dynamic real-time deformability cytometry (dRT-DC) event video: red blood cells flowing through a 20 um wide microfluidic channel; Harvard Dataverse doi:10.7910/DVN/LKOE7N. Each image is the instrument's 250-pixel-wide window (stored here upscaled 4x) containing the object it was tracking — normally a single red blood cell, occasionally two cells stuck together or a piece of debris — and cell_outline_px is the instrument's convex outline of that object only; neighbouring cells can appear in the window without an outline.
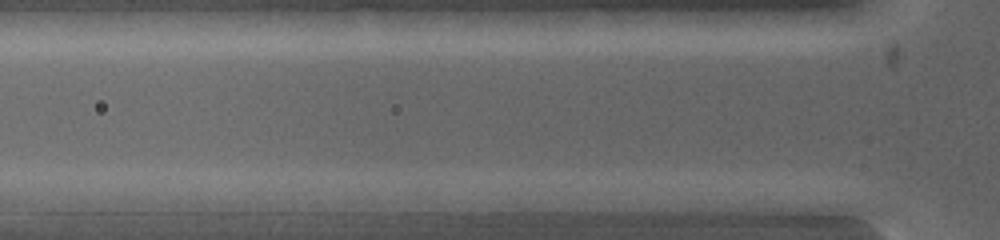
{"species": "common noctule bat (a hibernating species)", "species_latin": "Nyctalus noctula", "temperature_condition": "warm", "stored_images_in_passage": 3, "camera_frame_rate_fps": 5000, "um_per_image_px": 0.085, "animal": {"sex": "female", "body_mass_g": 19.0, "forearm_length_mm": 53.3}, "frame": {"image": 1, "passage_image": 3, "time_ms": 0.6, "image_size_px": [1000, 240], "cell_outline_px": [[600, 200], [576, 212], [496, 212], [492, 200], [580, 192]], "centroid_in_image_um": [46.38, 17.29], "position_along_channel_um": 79.4, "area_um2": 11.27}}